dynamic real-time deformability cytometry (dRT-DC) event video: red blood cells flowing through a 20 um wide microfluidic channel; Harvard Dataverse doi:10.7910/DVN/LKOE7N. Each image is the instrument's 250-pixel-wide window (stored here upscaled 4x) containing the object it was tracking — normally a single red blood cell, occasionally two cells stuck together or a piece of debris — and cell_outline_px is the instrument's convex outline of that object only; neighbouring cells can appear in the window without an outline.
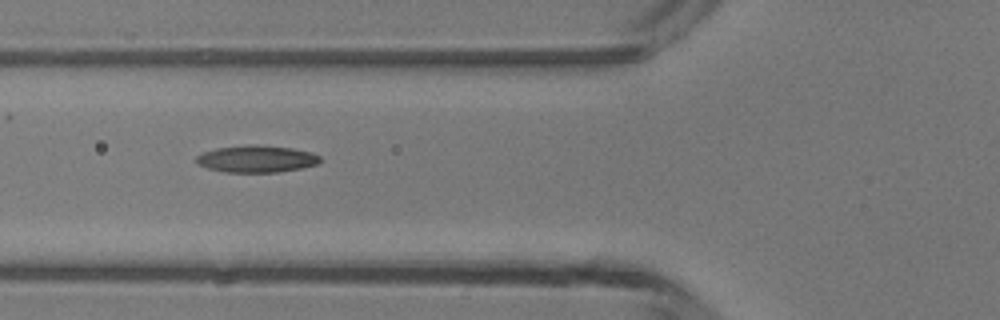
{"species": "common noctule bat (a hibernating species)", "species_latin": "Nyctalus noctula", "temperature_condition": "room temperature", "stored_images_in_passage": 5, "camera_frame_rate_fps": 3000, "um_per_image_px": 0.085, "animal": {"sex": "male", "body_mass_g": 13.3}, "frame": {"image": 1, "passage_image": 5, "time_ms": 4.667, "image_size_px": [1000, 320], "cell_outline_px": [[320, 164], [300, 168], [276, 172], [224, 172], [208, 168], [196, 164], [196, 156], [204, 152], [216, 148], [252, 144], [256, 144], [292, 148], [312, 152], [320, 156]], "centroid_in_image_um": [21.81, 13.5], "position_along_channel_um": 104.0, "area_um2": 19.54}}